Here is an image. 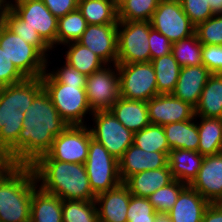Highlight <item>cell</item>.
Here are the masks:
<instances>
[{"label":"cell","mask_w":222,"mask_h":222,"mask_svg":"<svg viewBox=\"0 0 222 222\" xmlns=\"http://www.w3.org/2000/svg\"><path fill=\"white\" fill-rule=\"evenodd\" d=\"M68 126L43 89L24 113L18 152L11 158L13 163L31 165L51 149L55 137Z\"/></svg>","instance_id":"6da1fadb"},{"label":"cell","mask_w":222,"mask_h":222,"mask_svg":"<svg viewBox=\"0 0 222 222\" xmlns=\"http://www.w3.org/2000/svg\"><path fill=\"white\" fill-rule=\"evenodd\" d=\"M30 166L37 185L44 191L62 200H95L84 164L53 160L46 153Z\"/></svg>","instance_id":"7a4b0ae2"},{"label":"cell","mask_w":222,"mask_h":222,"mask_svg":"<svg viewBox=\"0 0 222 222\" xmlns=\"http://www.w3.org/2000/svg\"><path fill=\"white\" fill-rule=\"evenodd\" d=\"M36 185L30 165H15L0 178V222H30Z\"/></svg>","instance_id":"3957f363"},{"label":"cell","mask_w":222,"mask_h":222,"mask_svg":"<svg viewBox=\"0 0 222 222\" xmlns=\"http://www.w3.org/2000/svg\"><path fill=\"white\" fill-rule=\"evenodd\" d=\"M43 89L49 95L59 115L69 125H87L86 115H92L86 95V85H66L58 82L47 70L41 76Z\"/></svg>","instance_id":"277c9868"},{"label":"cell","mask_w":222,"mask_h":222,"mask_svg":"<svg viewBox=\"0 0 222 222\" xmlns=\"http://www.w3.org/2000/svg\"><path fill=\"white\" fill-rule=\"evenodd\" d=\"M0 47L25 78H39L47 70V58L3 22L0 25Z\"/></svg>","instance_id":"5b68a950"},{"label":"cell","mask_w":222,"mask_h":222,"mask_svg":"<svg viewBox=\"0 0 222 222\" xmlns=\"http://www.w3.org/2000/svg\"><path fill=\"white\" fill-rule=\"evenodd\" d=\"M84 165L95 196L112 190L122 183L118 160L93 138L90 139L88 156Z\"/></svg>","instance_id":"8992f818"},{"label":"cell","mask_w":222,"mask_h":222,"mask_svg":"<svg viewBox=\"0 0 222 222\" xmlns=\"http://www.w3.org/2000/svg\"><path fill=\"white\" fill-rule=\"evenodd\" d=\"M150 21H118L117 63L151 62Z\"/></svg>","instance_id":"52a82bcc"},{"label":"cell","mask_w":222,"mask_h":222,"mask_svg":"<svg viewBox=\"0 0 222 222\" xmlns=\"http://www.w3.org/2000/svg\"><path fill=\"white\" fill-rule=\"evenodd\" d=\"M117 66L120 97L147 102L158 95L156 74L151 62L117 63Z\"/></svg>","instance_id":"ba28073f"},{"label":"cell","mask_w":222,"mask_h":222,"mask_svg":"<svg viewBox=\"0 0 222 222\" xmlns=\"http://www.w3.org/2000/svg\"><path fill=\"white\" fill-rule=\"evenodd\" d=\"M91 117L93 125L88 127L92 138L119 160L133 144L134 133L119 122L110 110L95 111Z\"/></svg>","instance_id":"9c48e42d"},{"label":"cell","mask_w":222,"mask_h":222,"mask_svg":"<svg viewBox=\"0 0 222 222\" xmlns=\"http://www.w3.org/2000/svg\"><path fill=\"white\" fill-rule=\"evenodd\" d=\"M150 23L172 43L190 37L195 34L196 29L184 13L179 0H160Z\"/></svg>","instance_id":"30bf717a"},{"label":"cell","mask_w":222,"mask_h":222,"mask_svg":"<svg viewBox=\"0 0 222 222\" xmlns=\"http://www.w3.org/2000/svg\"><path fill=\"white\" fill-rule=\"evenodd\" d=\"M7 5L35 29L42 40L54 51L58 19L50 12L42 0H7Z\"/></svg>","instance_id":"8fae6325"},{"label":"cell","mask_w":222,"mask_h":222,"mask_svg":"<svg viewBox=\"0 0 222 222\" xmlns=\"http://www.w3.org/2000/svg\"><path fill=\"white\" fill-rule=\"evenodd\" d=\"M85 89L92 112L110 110L120 97L117 64L105 65L88 75Z\"/></svg>","instance_id":"7c38bea8"},{"label":"cell","mask_w":222,"mask_h":222,"mask_svg":"<svg viewBox=\"0 0 222 222\" xmlns=\"http://www.w3.org/2000/svg\"><path fill=\"white\" fill-rule=\"evenodd\" d=\"M91 138L88 125H69L55 137L47 154L53 160L84 164L87 160Z\"/></svg>","instance_id":"4fadbf2b"},{"label":"cell","mask_w":222,"mask_h":222,"mask_svg":"<svg viewBox=\"0 0 222 222\" xmlns=\"http://www.w3.org/2000/svg\"><path fill=\"white\" fill-rule=\"evenodd\" d=\"M24 114L16 108L15 84L0 87V148L12 158L18 152V136Z\"/></svg>","instance_id":"5bb4252c"},{"label":"cell","mask_w":222,"mask_h":222,"mask_svg":"<svg viewBox=\"0 0 222 222\" xmlns=\"http://www.w3.org/2000/svg\"><path fill=\"white\" fill-rule=\"evenodd\" d=\"M147 108L150 123L154 125L163 126L195 117V108L172 93L156 95L147 101Z\"/></svg>","instance_id":"9a60e30c"},{"label":"cell","mask_w":222,"mask_h":222,"mask_svg":"<svg viewBox=\"0 0 222 222\" xmlns=\"http://www.w3.org/2000/svg\"><path fill=\"white\" fill-rule=\"evenodd\" d=\"M117 29L118 24H88L77 42L93 51L106 65L117 64Z\"/></svg>","instance_id":"2e32d148"},{"label":"cell","mask_w":222,"mask_h":222,"mask_svg":"<svg viewBox=\"0 0 222 222\" xmlns=\"http://www.w3.org/2000/svg\"><path fill=\"white\" fill-rule=\"evenodd\" d=\"M190 186L210 203H222V152L204 156L198 175Z\"/></svg>","instance_id":"e0dca14e"},{"label":"cell","mask_w":222,"mask_h":222,"mask_svg":"<svg viewBox=\"0 0 222 222\" xmlns=\"http://www.w3.org/2000/svg\"><path fill=\"white\" fill-rule=\"evenodd\" d=\"M119 176L124 183L130 176L145 170H156L168 165V156L163 152H148L134 144L118 160Z\"/></svg>","instance_id":"ac0fdd59"},{"label":"cell","mask_w":222,"mask_h":222,"mask_svg":"<svg viewBox=\"0 0 222 222\" xmlns=\"http://www.w3.org/2000/svg\"><path fill=\"white\" fill-rule=\"evenodd\" d=\"M130 197L129 188L124 183L98 194L95 203L99 222H127Z\"/></svg>","instance_id":"d6986e66"},{"label":"cell","mask_w":222,"mask_h":222,"mask_svg":"<svg viewBox=\"0 0 222 222\" xmlns=\"http://www.w3.org/2000/svg\"><path fill=\"white\" fill-rule=\"evenodd\" d=\"M211 74L204 64L182 67L172 94L195 108Z\"/></svg>","instance_id":"ffe728a7"},{"label":"cell","mask_w":222,"mask_h":222,"mask_svg":"<svg viewBox=\"0 0 222 222\" xmlns=\"http://www.w3.org/2000/svg\"><path fill=\"white\" fill-rule=\"evenodd\" d=\"M209 204L199 192L187 185L167 214L171 222H201Z\"/></svg>","instance_id":"44dd1931"},{"label":"cell","mask_w":222,"mask_h":222,"mask_svg":"<svg viewBox=\"0 0 222 222\" xmlns=\"http://www.w3.org/2000/svg\"><path fill=\"white\" fill-rule=\"evenodd\" d=\"M174 180L169 165L156 170H145L130 176L124 184L130 194L137 197H148Z\"/></svg>","instance_id":"7402d4cb"},{"label":"cell","mask_w":222,"mask_h":222,"mask_svg":"<svg viewBox=\"0 0 222 222\" xmlns=\"http://www.w3.org/2000/svg\"><path fill=\"white\" fill-rule=\"evenodd\" d=\"M110 111L128 130L136 133L150 125L147 102L119 97Z\"/></svg>","instance_id":"603a6c76"},{"label":"cell","mask_w":222,"mask_h":222,"mask_svg":"<svg viewBox=\"0 0 222 222\" xmlns=\"http://www.w3.org/2000/svg\"><path fill=\"white\" fill-rule=\"evenodd\" d=\"M203 160V155L192 150L173 149L168 155L172 177L187 185H190L197 177Z\"/></svg>","instance_id":"cb8c5ba5"},{"label":"cell","mask_w":222,"mask_h":222,"mask_svg":"<svg viewBox=\"0 0 222 222\" xmlns=\"http://www.w3.org/2000/svg\"><path fill=\"white\" fill-rule=\"evenodd\" d=\"M30 222H63L62 199L36 185L32 194Z\"/></svg>","instance_id":"d4e9b609"},{"label":"cell","mask_w":222,"mask_h":222,"mask_svg":"<svg viewBox=\"0 0 222 222\" xmlns=\"http://www.w3.org/2000/svg\"><path fill=\"white\" fill-rule=\"evenodd\" d=\"M167 143L171 150L198 151L199 132L196 116L193 119L163 125Z\"/></svg>","instance_id":"484cf974"},{"label":"cell","mask_w":222,"mask_h":222,"mask_svg":"<svg viewBox=\"0 0 222 222\" xmlns=\"http://www.w3.org/2000/svg\"><path fill=\"white\" fill-rule=\"evenodd\" d=\"M195 116L222 119V74H211L195 107Z\"/></svg>","instance_id":"4316f807"},{"label":"cell","mask_w":222,"mask_h":222,"mask_svg":"<svg viewBox=\"0 0 222 222\" xmlns=\"http://www.w3.org/2000/svg\"><path fill=\"white\" fill-rule=\"evenodd\" d=\"M196 122L199 132L198 152L203 156L221 153L222 119L196 116Z\"/></svg>","instance_id":"83f0119b"},{"label":"cell","mask_w":222,"mask_h":222,"mask_svg":"<svg viewBox=\"0 0 222 222\" xmlns=\"http://www.w3.org/2000/svg\"><path fill=\"white\" fill-rule=\"evenodd\" d=\"M77 8L87 24H118V8L114 0H78Z\"/></svg>","instance_id":"f1b7e54d"},{"label":"cell","mask_w":222,"mask_h":222,"mask_svg":"<svg viewBox=\"0 0 222 222\" xmlns=\"http://www.w3.org/2000/svg\"><path fill=\"white\" fill-rule=\"evenodd\" d=\"M3 23L25 42L35 46L47 58V68L50 66L49 64H52L51 62L49 63V54L50 52L52 54L53 50L42 40L38 32L26 25V22L23 21L8 5H6L3 12Z\"/></svg>","instance_id":"f546056e"},{"label":"cell","mask_w":222,"mask_h":222,"mask_svg":"<svg viewBox=\"0 0 222 222\" xmlns=\"http://www.w3.org/2000/svg\"><path fill=\"white\" fill-rule=\"evenodd\" d=\"M63 48L67 49L65 62L87 76L106 65L93 51L78 42L68 43Z\"/></svg>","instance_id":"4dcf8cb0"},{"label":"cell","mask_w":222,"mask_h":222,"mask_svg":"<svg viewBox=\"0 0 222 222\" xmlns=\"http://www.w3.org/2000/svg\"><path fill=\"white\" fill-rule=\"evenodd\" d=\"M151 63L156 74V84L158 94L172 93L178 81L181 66L173 57V54L152 59Z\"/></svg>","instance_id":"1f68e13d"},{"label":"cell","mask_w":222,"mask_h":222,"mask_svg":"<svg viewBox=\"0 0 222 222\" xmlns=\"http://www.w3.org/2000/svg\"><path fill=\"white\" fill-rule=\"evenodd\" d=\"M87 21L78 8L58 19L56 48L71 42H77L87 28Z\"/></svg>","instance_id":"d6a6232c"},{"label":"cell","mask_w":222,"mask_h":222,"mask_svg":"<svg viewBox=\"0 0 222 222\" xmlns=\"http://www.w3.org/2000/svg\"><path fill=\"white\" fill-rule=\"evenodd\" d=\"M133 144L144 151L163 152L167 156L171 150L163 126L154 124H150L134 133Z\"/></svg>","instance_id":"836d02e7"},{"label":"cell","mask_w":222,"mask_h":222,"mask_svg":"<svg viewBox=\"0 0 222 222\" xmlns=\"http://www.w3.org/2000/svg\"><path fill=\"white\" fill-rule=\"evenodd\" d=\"M202 43L197 34L172 43L173 57L181 67L202 65Z\"/></svg>","instance_id":"e575fe53"},{"label":"cell","mask_w":222,"mask_h":222,"mask_svg":"<svg viewBox=\"0 0 222 222\" xmlns=\"http://www.w3.org/2000/svg\"><path fill=\"white\" fill-rule=\"evenodd\" d=\"M63 222H99L95 200H62Z\"/></svg>","instance_id":"d590c367"},{"label":"cell","mask_w":222,"mask_h":222,"mask_svg":"<svg viewBox=\"0 0 222 222\" xmlns=\"http://www.w3.org/2000/svg\"><path fill=\"white\" fill-rule=\"evenodd\" d=\"M160 0H125L118 7V21H150Z\"/></svg>","instance_id":"8d00e7d4"},{"label":"cell","mask_w":222,"mask_h":222,"mask_svg":"<svg viewBox=\"0 0 222 222\" xmlns=\"http://www.w3.org/2000/svg\"><path fill=\"white\" fill-rule=\"evenodd\" d=\"M186 186L187 184L174 179L171 183L159 188L147 198L157 213H167L173 208L180 192Z\"/></svg>","instance_id":"74e56055"},{"label":"cell","mask_w":222,"mask_h":222,"mask_svg":"<svg viewBox=\"0 0 222 222\" xmlns=\"http://www.w3.org/2000/svg\"><path fill=\"white\" fill-rule=\"evenodd\" d=\"M43 90L41 77L26 78L24 81L15 84L16 108L22 114L32 104L34 98Z\"/></svg>","instance_id":"f35d334b"},{"label":"cell","mask_w":222,"mask_h":222,"mask_svg":"<svg viewBox=\"0 0 222 222\" xmlns=\"http://www.w3.org/2000/svg\"><path fill=\"white\" fill-rule=\"evenodd\" d=\"M195 33L203 45L222 46V13H215L206 21L199 23Z\"/></svg>","instance_id":"ab89813d"},{"label":"cell","mask_w":222,"mask_h":222,"mask_svg":"<svg viewBox=\"0 0 222 222\" xmlns=\"http://www.w3.org/2000/svg\"><path fill=\"white\" fill-rule=\"evenodd\" d=\"M157 212L146 197H137L131 194L127 222H155Z\"/></svg>","instance_id":"60d3db41"},{"label":"cell","mask_w":222,"mask_h":222,"mask_svg":"<svg viewBox=\"0 0 222 222\" xmlns=\"http://www.w3.org/2000/svg\"><path fill=\"white\" fill-rule=\"evenodd\" d=\"M184 13L189 17L191 22L197 26L199 23L212 17L213 11L209 0H179Z\"/></svg>","instance_id":"b9f144b4"},{"label":"cell","mask_w":222,"mask_h":222,"mask_svg":"<svg viewBox=\"0 0 222 222\" xmlns=\"http://www.w3.org/2000/svg\"><path fill=\"white\" fill-rule=\"evenodd\" d=\"M61 67L52 71L48 68V72L60 83L66 85H86L87 75L79 72L76 68L63 61Z\"/></svg>","instance_id":"7bdbcfd3"},{"label":"cell","mask_w":222,"mask_h":222,"mask_svg":"<svg viewBox=\"0 0 222 222\" xmlns=\"http://www.w3.org/2000/svg\"><path fill=\"white\" fill-rule=\"evenodd\" d=\"M25 79L0 47V87L17 84Z\"/></svg>","instance_id":"ee69618b"},{"label":"cell","mask_w":222,"mask_h":222,"mask_svg":"<svg viewBox=\"0 0 222 222\" xmlns=\"http://www.w3.org/2000/svg\"><path fill=\"white\" fill-rule=\"evenodd\" d=\"M202 63L212 74H222V46L202 45Z\"/></svg>","instance_id":"f6af8a7d"},{"label":"cell","mask_w":222,"mask_h":222,"mask_svg":"<svg viewBox=\"0 0 222 222\" xmlns=\"http://www.w3.org/2000/svg\"><path fill=\"white\" fill-rule=\"evenodd\" d=\"M149 47L151 52V60L165 55H168L172 51V42L156 29L151 26L149 32Z\"/></svg>","instance_id":"bcb514c9"},{"label":"cell","mask_w":222,"mask_h":222,"mask_svg":"<svg viewBox=\"0 0 222 222\" xmlns=\"http://www.w3.org/2000/svg\"><path fill=\"white\" fill-rule=\"evenodd\" d=\"M50 12L57 18L65 16L78 7V0H42Z\"/></svg>","instance_id":"7dc6e473"},{"label":"cell","mask_w":222,"mask_h":222,"mask_svg":"<svg viewBox=\"0 0 222 222\" xmlns=\"http://www.w3.org/2000/svg\"><path fill=\"white\" fill-rule=\"evenodd\" d=\"M201 222H222V203H210Z\"/></svg>","instance_id":"c3c4849f"},{"label":"cell","mask_w":222,"mask_h":222,"mask_svg":"<svg viewBox=\"0 0 222 222\" xmlns=\"http://www.w3.org/2000/svg\"><path fill=\"white\" fill-rule=\"evenodd\" d=\"M15 164L13 163L8 152L0 148V178H2L9 170H11Z\"/></svg>","instance_id":"681fc988"},{"label":"cell","mask_w":222,"mask_h":222,"mask_svg":"<svg viewBox=\"0 0 222 222\" xmlns=\"http://www.w3.org/2000/svg\"><path fill=\"white\" fill-rule=\"evenodd\" d=\"M209 3L215 13H222V0H209Z\"/></svg>","instance_id":"f907efd6"},{"label":"cell","mask_w":222,"mask_h":222,"mask_svg":"<svg viewBox=\"0 0 222 222\" xmlns=\"http://www.w3.org/2000/svg\"><path fill=\"white\" fill-rule=\"evenodd\" d=\"M155 222H171L167 213H157Z\"/></svg>","instance_id":"816d5d0a"},{"label":"cell","mask_w":222,"mask_h":222,"mask_svg":"<svg viewBox=\"0 0 222 222\" xmlns=\"http://www.w3.org/2000/svg\"><path fill=\"white\" fill-rule=\"evenodd\" d=\"M7 5V0H0V10H4Z\"/></svg>","instance_id":"f5cc1de1"},{"label":"cell","mask_w":222,"mask_h":222,"mask_svg":"<svg viewBox=\"0 0 222 222\" xmlns=\"http://www.w3.org/2000/svg\"><path fill=\"white\" fill-rule=\"evenodd\" d=\"M125 0H114L116 7L118 8Z\"/></svg>","instance_id":"db71d44e"},{"label":"cell","mask_w":222,"mask_h":222,"mask_svg":"<svg viewBox=\"0 0 222 222\" xmlns=\"http://www.w3.org/2000/svg\"><path fill=\"white\" fill-rule=\"evenodd\" d=\"M3 12L4 10H0V25L3 22Z\"/></svg>","instance_id":"11a10c76"}]
</instances>
